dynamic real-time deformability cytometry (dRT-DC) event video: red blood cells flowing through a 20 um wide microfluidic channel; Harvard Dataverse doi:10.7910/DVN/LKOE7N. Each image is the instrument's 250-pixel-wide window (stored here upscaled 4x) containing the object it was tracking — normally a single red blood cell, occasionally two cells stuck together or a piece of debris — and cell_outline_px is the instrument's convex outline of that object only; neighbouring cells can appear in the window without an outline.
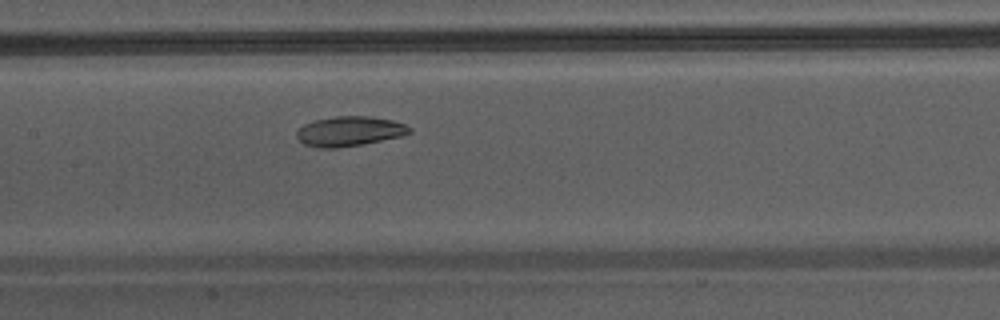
{"species": "Egyptian fruit bat (a non-hibernating species)", "species_latin": "Rousettus aegyptiacus", "temperature_condition": "warm", "stored_images_in_passage": 36, "camera_frame_rate_fps": 3000, "um_per_image_px": 0.085, "animal": {"sex": "male"}, "frame": {"image": 1, "passage_image": 16, "time_ms": 5.0, "image_size_px": [1000, 320], "cell_outline_px": [[412, 132], [400, 136], [360, 144], [336, 148], [316, 148], [304, 144], [296, 136], [296, 132], [304, 124], [312, 120], [336, 116], [372, 116], [392, 120], [404, 124], [412, 128]], "centroid_in_image_um": [29.68, 11.14], "position_along_channel_um": 177.7, "area_um2": 19.54}}
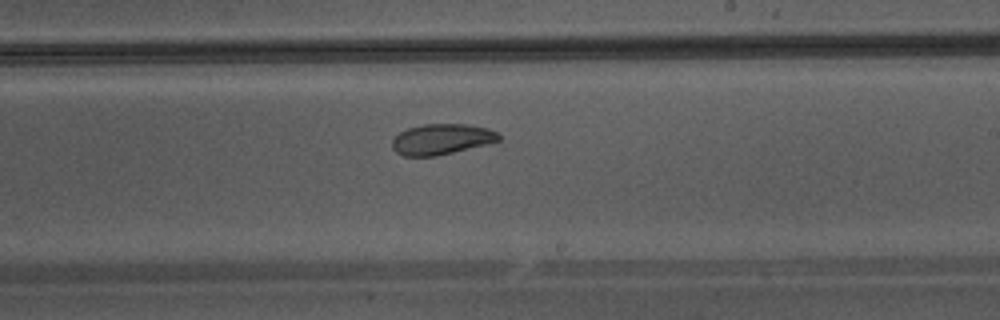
{"frame": {"image": 2, "passage_image": 21, "time_ms": 6.667, "image_size_px": [1000, 320], "cell_outline_px": [[500, 140], [436, 156], [404, 156], [396, 152], [392, 148], [392, 140], [400, 132], [408, 128], [424, 124], [468, 124], [488, 128], [496, 132], [500, 136]], "centroid_in_image_um": [37.5, 11.82], "position_along_channel_um": 251.5, "area_um2": 18.79}}